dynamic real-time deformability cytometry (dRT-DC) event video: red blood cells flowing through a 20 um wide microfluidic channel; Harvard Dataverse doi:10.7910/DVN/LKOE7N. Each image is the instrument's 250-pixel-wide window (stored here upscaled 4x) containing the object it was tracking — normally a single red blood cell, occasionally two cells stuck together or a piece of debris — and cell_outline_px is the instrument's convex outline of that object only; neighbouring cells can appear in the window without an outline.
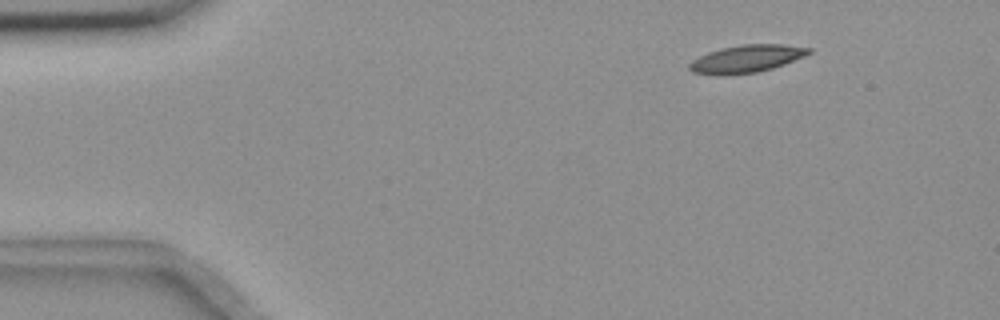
{"species": "common noctule bat (a hibernating species)", "species_latin": "Nyctalus noctula", "temperature_condition": "room temperature", "stored_images_in_passage": 9, "camera_frame_rate_fps": 3000, "um_per_image_px": 0.085, "animal": {"sex": "female", "body_mass_g": 18.4}, "frame": {"image": 1, "passage_image": 3, "time_ms": 2.0, "image_size_px": [1000, 320], "cell_outline_px": [[812, 52], [804, 56], [784, 64], [772, 68], [756, 72], [692, 72], [688, 68], [688, 64], [692, 60], [708, 52], [720, 48], [744, 44], [784, 44], [812, 48]], "centroid_in_image_um": [63.53, 4.93], "position_along_channel_um": 21.5, "area_um2": 18.32}}
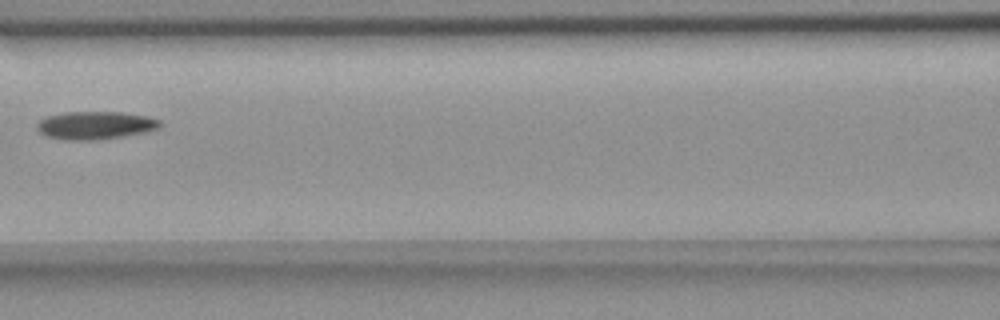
{"frame": {"image": 2, "passage_image": 8, "time_ms": 8.0, "image_size_px": [1000, 320], "cell_outline_px": [[160, 128], [144, 132], [124, 136], [100, 140], [64, 140], [48, 136], [40, 132], [36, 128], [36, 124], [40, 120], [48, 116], [64, 112], [120, 112], [148, 116], [160, 120]], "centroid_in_image_um": [8.1, 10.65], "position_along_channel_um": 158.5, "area_um2": 20.06}}
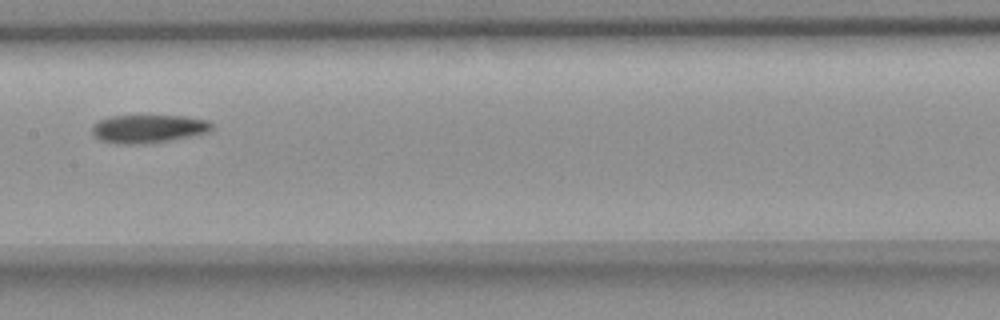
{"frame": {"image": 3, "passage_image": 9, "time_ms": 9.0, "image_size_px": [1000, 320], "cell_outline_px": [[212, 128], [208, 132], [196, 136], [172, 140], [144, 144], [124, 144], [100, 140], [92, 132], [92, 124], [108, 116], [184, 116], [208, 120], [212, 124]], "centroid_in_image_um": [12.64, 10.95], "position_along_channel_um": 194.8, "area_um2": 19.77}}